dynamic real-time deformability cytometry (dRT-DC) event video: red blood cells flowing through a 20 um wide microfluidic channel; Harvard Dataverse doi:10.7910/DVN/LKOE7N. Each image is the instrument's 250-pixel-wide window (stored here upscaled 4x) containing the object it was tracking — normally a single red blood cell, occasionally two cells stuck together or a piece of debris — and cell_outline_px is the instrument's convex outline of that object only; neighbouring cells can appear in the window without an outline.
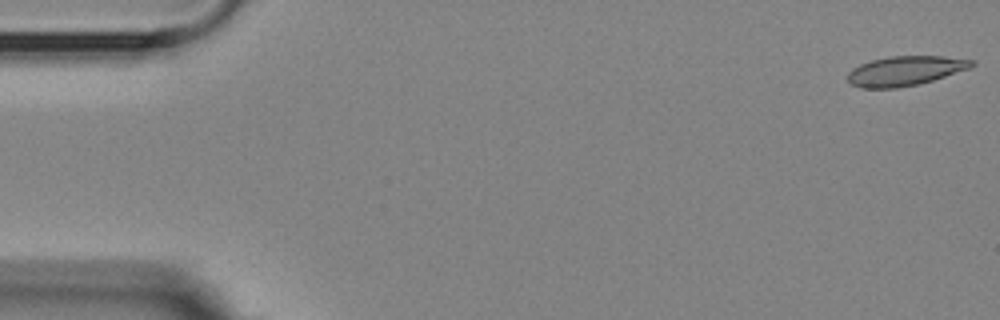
{"species": "Egyptian fruit bat (a non-hibernating species)", "species_latin": "Rousettus aegyptiacus", "temperature_condition": "room temperature", "stored_images_in_passage": 4, "camera_frame_rate_fps": 3000, "um_per_image_px": 0.085, "animal": {"sex": "female"}, "frame": {"image": 1, "passage_image": 1, "time_ms": 0.0, "image_size_px": [1000, 320], "cell_outline_px": [[976, 64], [968, 68], [920, 84], [896, 88], [860, 88], [852, 84], [848, 80], [848, 72], [852, 68], [860, 64], [872, 60], [888, 56], [944, 56], [976, 60]], "centroid_in_image_um": [76.93, 6.01], "position_along_channel_um": 8.1, "area_um2": 21.33}}
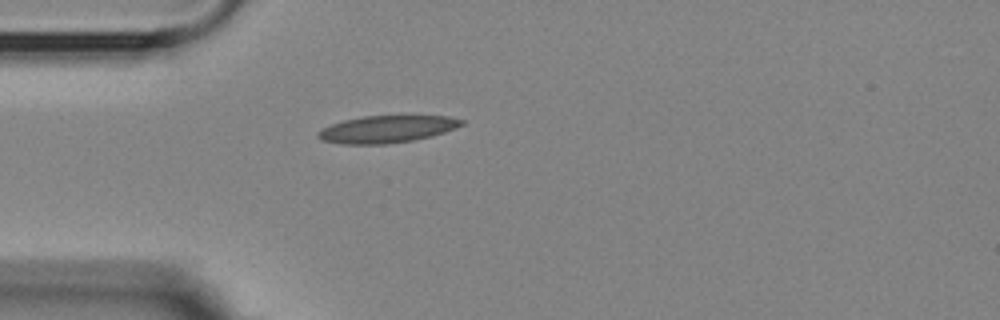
{"frame": {"image": 2, "passage_image": 4, "time_ms": 4.667, "image_size_px": [1000, 320], "cell_outline_px": [[464, 124], [456, 128], [444, 132], [412, 140], [388, 144], [344, 144], [320, 140], [316, 136], [316, 132], [332, 124], [344, 120], [364, 116], [448, 116], [464, 120]], "centroid_in_image_um": [32.86, 10.98], "position_along_channel_um": 52.1, "area_um2": 22.54}}